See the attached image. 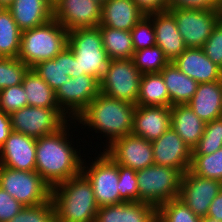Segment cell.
<instances>
[{"mask_svg":"<svg viewBox=\"0 0 222 222\" xmlns=\"http://www.w3.org/2000/svg\"><path fill=\"white\" fill-rule=\"evenodd\" d=\"M97 1L103 4L107 0H97Z\"/></svg>","mask_w":222,"mask_h":222,"instance_id":"obj_50","label":"cell"},{"mask_svg":"<svg viewBox=\"0 0 222 222\" xmlns=\"http://www.w3.org/2000/svg\"><path fill=\"white\" fill-rule=\"evenodd\" d=\"M207 216L222 221V190L211 202Z\"/></svg>","mask_w":222,"mask_h":222,"instance_id":"obj_47","label":"cell"},{"mask_svg":"<svg viewBox=\"0 0 222 222\" xmlns=\"http://www.w3.org/2000/svg\"><path fill=\"white\" fill-rule=\"evenodd\" d=\"M137 6L146 14L169 9L170 0H134Z\"/></svg>","mask_w":222,"mask_h":222,"instance_id":"obj_44","label":"cell"},{"mask_svg":"<svg viewBox=\"0 0 222 222\" xmlns=\"http://www.w3.org/2000/svg\"><path fill=\"white\" fill-rule=\"evenodd\" d=\"M135 109L133 103L99 93L75 121L108 136L110 145L116 139L131 134Z\"/></svg>","mask_w":222,"mask_h":222,"instance_id":"obj_2","label":"cell"},{"mask_svg":"<svg viewBox=\"0 0 222 222\" xmlns=\"http://www.w3.org/2000/svg\"><path fill=\"white\" fill-rule=\"evenodd\" d=\"M22 85L26 92L28 106L59 108L55 91L32 68L24 76Z\"/></svg>","mask_w":222,"mask_h":222,"instance_id":"obj_28","label":"cell"},{"mask_svg":"<svg viewBox=\"0 0 222 222\" xmlns=\"http://www.w3.org/2000/svg\"><path fill=\"white\" fill-rule=\"evenodd\" d=\"M7 9L21 31L41 26L53 18V0H14Z\"/></svg>","mask_w":222,"mask_h":222,"instance_id":"obj_24","label":"cell"},{"mask_svg":"<svg viewBox=\"0 0 222 222\" xmlns=\"http://www.w3.org/2000/svg\"><path fill=\"white\" fill-rule=\"evenodd\" d=\"M131 35L134 51L156 45L154 25L147 15L131 29Z\"/></svg>","mask_w":222,"mask_h":222,"instance_id":"obj_39","label":"cell"},{"mask_svg":"<svg viewBox=\"0 0 222 222\" xmlns=\"http://www.w3.org/2000/svg\"><path fill=\"white\" fill-rule=\"evenodd\" d=\"M171 127V107L136 105L131 134L148 141L160 138Z\"/></svg>","mask_w":222,"mask_h":222,"instance_id":"obj_18","label":"cell"},{"mask_svg":"<svg viewBox=\"0 0 222 222\" xmlns=\"http://www.w3.org/2000/svg\"><path fill=\"white\" fill-rule=\"evenodd\" d=\"M147 16L154 25L156 46L162 49L169 62H173L187 49L173 14L169 10H164Z\"/></svg>","mask_w":222,"mask_h":222,"instance_id":"obj_19","label":"cell"},{"mask_svg":"<svg viewBox=\"0 0 222 222\" xmlns=\"http://www.w3.org/2000/svg\"><path fill=\"white\" fill-rule=\"evenodd\" d=\"M188 105L205 123L222 117V81L198 83Z\"/></svg>","mask_w":222,"mask_h":222,"instance_id":"obj_25","label":"cell"},{"mask_svg":"<svg viewBox=\"0 0 222 222\" xmlns=\"http://www.w3.org/2000/svg\"><path fill=\"white\" fill-rule=\"evenodd\" d=\"M103 48L110 59H132L134 46L131 31L100 27Z\"/></svg>","mask_w":222,"mask_h":222,"instance_id":"obj_30","label":"cell"},{"mask_svg":"<svg viewBox=\"0 0 222 222\" xmlns=\"http://www.w3.org/2000/svg\"><path fill=\"white\" fill-rule=\"evenodd\" d=\"M68 30L57 20L21 32L18 58L30 68L55 58L66 46Z\"/></svg>","mask_w":222,"mask_h":222,"instance_id":"obj_4","label":"cell"},{"mask_svg":"<svg viewBox=\"0 0 222 222\" xmlns=\"http://www.w3.org/2000/svg\"><path fill=\"white\" fill-rule=\"evenodd\" d=\"M132 59L141 74L159 73L169 63L162 49L156 45L134 51Z\"/></svg>","mask_w":222,"mask_h":222,"instance_id":"obj_33","label":"cell"},{"mask_svg":"<svg viewBox=\"0 0 222 222\" xmlns=\"http://www.w3.org/2000/svg\"><path fill=\"white\" fill-rule=\"evenodd\" d=\"M173 63L198 83L222 81V69L207 57L202 48H187Z\"/></svg>","mask_w":222,"mask_h":222,"instance_id":"obj_20","label":"cell"},{"mask_svg":"<svg viewBox=\"0 0 222 222\" xmlns=\"http://www.w3.org/2000/svg\"><path fill=\"white\" fill-rule=\"evenodd\" d=\"M27 106V96L22 84L0 90V110L4 113L10 115Z\"/></svg>","mask_w":222,"mask_h":222,"instance_id":"obj_37","label":"cell"},{"mask_svg":"<svg viewBox=\"0 0 222 222\" xmlns=\"http://www.w3.org/2000/svg\"><path fill=\"white\" fill-rule=\"evenodd\" d=\"M89 166L84 165L82 173L92 185L98 206L124 203L118 190V164L103 151Z\"/></svg>","mask_w":222,"mask_h":222,"instance_id":"obj_11","label":"cell"},{"mask_svg":"<svg viewBox=\"0 0 222 222\" xmlns=\"http://www.w3.org/2000/svg\"><path fill=\"white\" fill-rule=\"evenodd\" d=\"M142 74L133 59H110L100 82V93L136 105Z\"/></svg>","mask_w":222,"mask_h":222,"instance_id":"obj_8","label":"cell"},{"mask_svg":"<svg viewBox=\"0 0 222 222\" xmlns=\"http://www.w3.org/2000/svg\"><path fill=\"white\" fill-rule=\"evenodd\" d=\"M9 116L12 131L36 139L56 133L72 120H67L68 116L60 108L35 106L23 107Z\"/></svg>","mask_w":222,"mask_h":222,"instance_id":"obj_9","label":"cell"},{"mask_svg":"<svg viewBox=\"0 0 222 222\" xmlns=\"http://www.w3.org/2000/svg\"><path fill=\"white\" fill-rule=\"evenodd\" d=\"M207 57L222 69V18L202 47Z\"/></svg>","mask_w":222,"mask_h":222,"instance_id":"obj_40","label":"cell"},{"mask_svg":"<svg viewBox=\"0 0 222 222\" xmlns=\"http://www.w3.org/2000/svg\"><path fill=\"white\" fill-rule=\"evenodd\" d=\"M104 148L117 164L134 170L144 169L154 164L151 141L134 134H128L113 141ZM106 150V151H105Z\"/></svg>","mask_w":222,"mask_h":222,"instance_id":"obj_15","label":"cell"},{"mask_svg":"<svg viewBox=\"0 0 222 222\" xmlns=\"http://www.w3.org/2000/svg\"><path fill=\"white\" fill-rule=\"evenodd\" d=\"M201 138L222 139V117L207 122Z\"/></svg>","mask_w":222,"mask_h":222,"instance_id":"obj_45","label":"cell"},{"mask_svg":"<svg viewBox=\"0 0 222 222\" xmlns=\"http://www.w3.org/2000/svg\"><path fill=\"white\" fill-rule=\"evenodd\" d=\"M21 32L11 12L4 8L0 13V57L18 58Z\"/></svg>","mask_w":222,"mask_h":222,"instance_id":"obj_31","label":"cell"},{"mask_svg":"<svg viewBox=\"0 0 222 222\" xmlns=\"http://www.w3.org/2000/svg\"><path fill=\"white\" fill-rule=\"evenodd\" d=\"M29 69L19 58L0 57V90L22 84Z\"/></svg>","mask_w":222,"mask_h":222,"instance_id":"obj_35","label":"cell"},{"mask_svg":"<svg viewBox=\"0 0 222 222\" xmlns=\"http://www.w3.org/2000/svg\"><path fill=\"white\" fill-rule=\"evenodd\" d=\"M0 187L24 206H37L51 198V187L36 171L0 166Z\"/></svg>","mask_w":222,"mask_h":222,"instance_id":"obj_7","label":"cell"},{"mask_svg":"<svg viewBox=\"0 0 222 222\" xmlns=\"http://www.w3.org/2000/svg\"><path fill=\"white\" fill-rule=\"evenodd\" d=\"M137 171L118 164L119 192L125 202H139Z\"/></svg>","mask_w":222,"mask_h":222,"instance_id":"obj_38","label":"cell"},{"mask_svg":"<svg viewBox=\"0 0 222 222\" xmlns=\"http://www.w3.org/2000/svg\"><path fill=\"white\" fill-rule=\"evenodd\" d=\"M36 138L12 131L0 147V166L35 171Z\"/></svg>","mask_w":222,"mask_h":222,"instance_id":"obj_17","label":"cell"},{"mask_svg":"<svg viewBox=\"0 0 222 222\" xmlns=\"http://www.w3.org/2000/svg\"><path fill=\"white\" fill-rule=\"evenodd\" d=\"M160 73L169 93V107L188 104L198 82L181 72L173 62H169Z\"/></svg>","mask_w":222,"mask_h":222,"instance_id":"obj_27","label":"cell"},{"mask_svg":"<svg viewBox=\"0 0 222 222\" xmlns=\"http://www.w3.org/2000/svg\"><path fill=\"white\" fill-rule=\"evenodd\" d=\"M8 222H56L55 206L51 198L37 206H25Z\"/></svg>","mask_w":222,"mask_h":222,"instance_id":"obj_36","label":"cell"},{"mask_svg":"<svg viewBox=\"0 0 222 222\" xmlns=\"http://www.w3.org/2000/svg\"><path fill=\"white\" fill-rule=\"evenodd\" d=\"M187 48H202L222 18V10L169 8Z\"/></svg>","mask_w":222,"mask_h":222,"instance_id":"obj_10","label":"cell"},{"mask_svg":"<svg viewBox=\"0 0 222 222\" xmlns=\"http://www.w3.org/2000/svg\"><path fill=\"white\" fill-rule=\"evenodd\" d=\"M11 132L10 116L0 110V147L5 143Z\"/></svg>","mask_w":222,"mask_h":222,"instance_id":"obj_46","label":"cell"},{"mask_svg":"<svg viewBox=\"0 0 222 222\" xmlns=\"http://www.w3.org/2000/svg\"><path fill=\"white\" fill-rule=\"evenodd\" d=\"M222 190V182L200 177L190 170L182 174L178 198L199 218L206 217L213 199Z\"/></svg>","mask_w":222,"mask_h":222,"instance_id":"obj_14","label":"cell"},{"mask_svg":"<svg viewBox=\"0 0 222 222\" xmlns=\"http://www.w3.org/2000/svg\"><path fill=\"white\" fill-rule=\"evenodd\" d=\"M151 143L155 165L173 167L182 174L190 169L192 150L172 127Z\"/></svg>","mask_w":222,"mask_h":222,"instance_id":"obj_16","label":"cell"},{"mask_svg":"<svg viewBox=\"0 0 222 222\" xmlns=\"http://www.w3.org/2000/svg\"><path fill=\"white\" fill-rule=\"evenodd\" d=\"M145 15L134 0H107L102 4L99 26L131 31Z\"/></svg>","mask_w":222,"mask_h":222,"instance_id":"obj_21","label":"cell"},{"mask_svg":"<svg viewBox=\"0 0 222 222\" xmlns=\"http://www.w3.org/2000/svg\"><path fill=\"white\" fill-rule=\"evenodd\" d=\"M200 222H222V221H218L217 219L206 216V217H202L200 219Z\"/></svg>","mask_w":222,"mask_h":222,"instance_id":"obj_49","label":"cell"},{"mask_svg":"<svg viewBox=\"0 0 222 222\" xmlns=\"http://www.w3.org/2000/svg\"><path fill=\"white\" fill-rule=\"evenodd\" d=\"M67 127L66 124L56 133L36 139L35 171L51 188L82 173L85 160L71 146L72 141L67 140L70 136Z\"/></svg>","mask_w":222,"mask_h":222,"instance_id":"obj_1","label":"cell"},{"mask_svg":"<svg viewBox=\"0 0 222 222\" xmlns=\"http://www.w3.org/2000/svg\"><path fill=\"white\" fill-rule=\"evenodd\" d=\"M95 222H157V208L142 202L101 206Z\"/></svg>","mask_w":222,"mask_h":222,"instance_id":"obj_22","label":"cell"},{"mask_svg":"<svg viewBox=\"0 0 222 222\" xmlns=\"http://www.w3.org/2000/svg\"><path fill=\"white\" fill-rule=\"evenodd\" d=\"M205 124L188 104L171 106V127L191 150L201 139Z\"/></svg>","mask_w":222,"mask_h":222,"instance_id":"obj_26","label":"cell"},{"mask_svg":"<svg viewBox=\"0 0 222 222\" xmlns=\"http://www.w3.org/2000/svg\"><path fill=\"white\" fill-rule=\"evenodd\" d=\"M99 93V80L84 74L75 78L70 77L57 89L55 97L59 108L68 113V117L74 121Z\"/></svg>","mask_w":222,"mask_h":222,"instance_id":"obj_12","label":"cell"},{"mask_svg":"<svg viewBox=\"0 0 222 222\" xmlns=\"http://www.w3.org/2000/svg\"><path fill=\"white\" fill-rule=\"evenodd\" d=\"M200 219L178 197L157 209V222H200Z\"/></svg>","mask_w":222,"mask_h":222,"instance_id":"obj_34","label":"cell"},{"mask_svg":"<svg viewBox=\"0 0 222 222\" xmlns=\"http://www.w3.org/2000/svg\"><path fill=\"white\" fill-rule=\"evenodd\" d=\"M101 10L102 3L97 0H53V19L68 31L98 27Z\"/></svg>","mask_w":222,"mask_h":222,"instance_id":"obj_13","label":"cell"},{"mask_svg":"<svg viewBox=\"0 0 222 222\" xmlns=\"http://www.w3.org/2000/svg\"><path fill=\"white\" fill-rule=\"evenodd\" d=\"M4 8L2 7V6H0V13H1V11L3 10Z\"/></svg>","mask_w":222,"mask_h":222,"instance_id":"obj_51","label":"cell"},{"mask_svg":"<svg viewBox=\"0 0 222 222\" xmlns=\"http://www.w3.org/2000/svg\"><path fill=\"white\" fill-rule=\"evenodd\" d=\"M25 206L0 187V222H8Z\"/></svg>","mask_w":222,"mask_h":222,"instance_id":"obj_41","label":"cell"},{"mask_svg":"<svg viewBox=\"0 0 222 222\" xmlns=\"http://www.w3.org/2000/svg\"><path fill=\"white\" fill-rule=\"evenodd\" d=\"M189 170L200 177L222 182V148L208 155L192 154Z\"/></svg>","mask_w":222,"mask_h":222,"instance_id":"obj_32","label":"cell"},{"mask_svg":"<svg viewBox=\"0 0 222 222\" xmlns=\"http://www.w3.org/2000/svg\"><path fill=\"white\" fill-rule=\"evenodd\" d=\"M14 0H0V6H2L3 8H8Z\"/></svg>","mask_w":222,"mask_h":222,"instance_id":"obj_48","label":"cell"},{"mask_svg":"<svg viewBox=\"0 0 222 222\" xmlns=\"http://www.w3.org/2000/svg\"><path fill=\"white\" fill-rule=\"evenodd\" d=\"M222 148V139L201 138L193 148L192 154H212Z\"/></svg>","mask_w":222,"mask_h":222,"instance_id":"obj_43","label":"cell"},{"mask_svg":"<svg viewBox=\"0 0 222 222\" xmlns=\"http://www.w3.org/2000/svg\"><path fill=\"white\" fill-rule=\"evenodd\" d=\"M169 8L222 10L221 0H170Z\"/></svg>","mask_w":222,"mask_h":222,"instance_id":"obj_42","label":"cell"},{"mask_svg":"<svg viewBox=\"0 0 222 222\" xmlns=\"http://www.w3.org/2000/svg\"><path fill=\"white\" fill-rule=\"evenodd\" d=\"M67 46L76 59V77L87 74L100 81L110 62L103 48L100 26L68 31Z\"/></svg>","mask_w":222,"mask_h":222,"instance_id":"obj_5","label":"cell"},{"mask_svg":"<svg viewBox=\"0 0 222 222\" xmlns=\"http://www.w3.org/2000/svg\"><path fill=\"white\" fill-rule=\"evenodd\" d=\"M139 202L155 206L157 209L165 202L179 196L182 173L173 168L151 165L137 170Z\"/></svg>","mask_w":222,"mask_h":222,"instance_id":"obj_6","label":"cell"},{"mask_svg":"<svg viewBox=\"0 0 222 222\" xmlns=\"http://www.w3.org/2000/svg\"><path fill=\"white\" fill-rule=\"evenodd\" d=\"M32 69L56 92L70 77H76V59L66 46L55 58L39 62Z\"/></svg>","mask_w":222,"mask_h":222,"instance_id":"obj_23","label":"cell"},{"mask_svg":"<svg viewBox=\"0 0 222 222\" xmlns=\"http://www.w3.org/2000/svg\"><path fill=\"white\" fill-rule=\"evenodd\" d=\"M136 105L169 106V93L160 72L142 74Z\"/></svg>","mask_w":222,"mask_h":222,"instance_id":"obj_29","label":"cell"},{"mask_svg":"<svg viewBox=\"0 0 222 222\" xmlns=\"http://www.w3.org/2000/svg\"><path fill=\"white\" fill-rule=\"evenodd\" d=\"M56 222H95L99 206L87 177L79 175L51 188Z\"/></svg>","mask_w":222,"mask_h":222,"instance_id":"obj_3","label":"cell"}]
</instances>
